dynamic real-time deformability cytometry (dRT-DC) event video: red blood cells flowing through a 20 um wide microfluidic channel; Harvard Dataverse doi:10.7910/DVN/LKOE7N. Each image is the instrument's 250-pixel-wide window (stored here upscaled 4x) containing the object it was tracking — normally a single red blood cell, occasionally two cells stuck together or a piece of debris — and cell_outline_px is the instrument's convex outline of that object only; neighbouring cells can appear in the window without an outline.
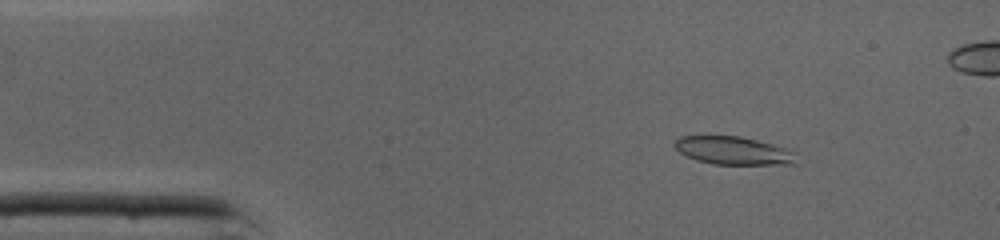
{"species": "common noctule bat (a hibernating species)", "species_latin": "Nyctalus noctula", "temperature_condition": "cold", "stored_images_in_passage": 45, "camera_frame_rate_fps": 3000, "um_per_image_px": 0.085, "animal": {"sex": "male", "body_mass_g": 19.0, "forearm_length_mm": 50.8}, "frame": {"image": 1, "passage_image": 5, "time_ms": 1.333, "image_size_px": [1000, 240], "cell_outline_px": [[796, 164], [712, 164], [696, 160], [680, 152], [672, 144], [680, 136], [740, 136], [772, 144], [796, 152]], "centroid_in_image_um": [62.33, 12.8], "position_along_channel_um": 22.7, "area_um2": 19.77}}
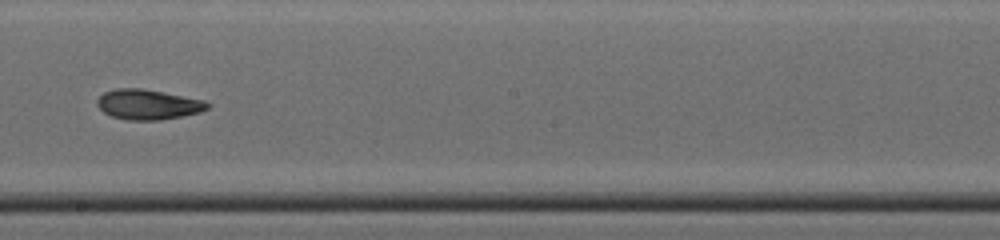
{"frame": {"image": 2, "passage_image": 24, "time_ms": 7.667, "image_size_px": [1000, 240], "cell_outline_px": [[212, 104], [208, 108], [200, 112], [160, 120], [128, 120], [112, 116], [104, 112], [96, 104], [96, 100], [104, 92], [116, 88], [140, 88], [204, 100]], "centroid_in_image_um": [12.57, 8.88], "position_along_channel_um": 235.6, "area_um2": 19.19}}
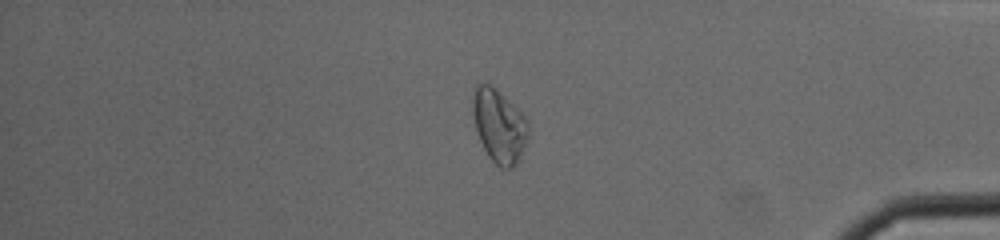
{"frame": {"image": 3, "passage_image": 37, "time_ms": 12.0, "image_size_px": [1000, 240], "cell_outline_px": [[528, 136], [516, 164], [512, 168], [500, 168], [488, 156], [476, 132], [472, 112], [472, 92], [476, 84], [492, 84], [524, 112], [528, 120]], "centroid_in_image_um": [42.42, 10.63], "position_along_channel_um": 392.8, "area_um2": 24.16}, "authors_computed_cell_mechanics": {"area_um2": 19.8254, "velocity_mm_per_s": 4.3489, "shape_relaxation_time_tau1_ms": 3.8805, "shape_relaxation_time_tau2_ms": 3.3859, "deformation_change_tau1": 0.1589, "deformation_change_tau2": 0.1021}}